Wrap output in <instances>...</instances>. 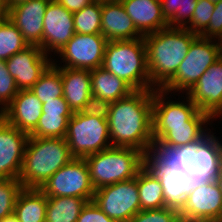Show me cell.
<instances>
[{"label": "cell", "mask_w": 222, "mask_h": 222, "mask_svg": "<svg viewBox=\"0 0 222 222\" xmlns=\"http://www.w3.org/2000/svg\"><path fill=\"white\" fill-rule=\"evenodd\" d=\"M209 131L199 142L174 147L153 140L148 152L164 167L181 174L184 192L216 179L222 164V143Z\"/></svg>", "instance_id": "6da1fadb"}, {"label": "cell", "mask_w": 222, "mask_h": 222, "mask_svg": "<svg viewBox=\"0 0 222 222\" xmlns=\"http://www.w3.org/2000/svg\"><path fill=\"white\" fill-rule=\"evenodd\" d=\"M153 95L154 89L135 90L111 102L107 119L111 146L148 151L154 140Z\"/></svg>", "instance_id": "7a4b0ae2"}, {"label": "cell", "mask_w": 222, "mask_h": 222, "mask_svg": "<svg viewBox=\"0 0 222 222\" xmlns=\"http://www.w3.org/2000/svg\"><path fill=\"white\" fill-rule=\"evenodd\" d=\"M198 36L180 27H167L144 35L150 83L155 89H161L175 75Z\"/></svg>", "instance_id": "3957f363"}, {"label": "cell", "mask_w": 222, "mask_h": 222, "mask_svg": "<svg viewBox=\"0 0 222 222\" xmlns=\"http://www.w3.org/2000/svg\"><path fill=\"white\" fill-rule=\"evenodd\" d=\"M73 158L65 138L30 136L18 179L23 188L40 189L55 172Z\"/></svg>", "instance_id": "277c9868"}, {"label": "cell", "mask_w": 222, "mask_h": 222, "mask_svg": "<svg viewBox=\"0 0 222 222\" xmlns=\"http://www.w3.org/2000/svg\"><path fill=\"white\" fill-rule=\"evenodd\" d=\"M102 67L134 90L155 89L150 83L144 38L108 41Z\"/></svg>", "instance_id": "5b68a950"}, {"label": "cell", "mask_w": 222, "mask_h": 222, "mask_svg": "<svg viewBox=\"0 0 222 222\" xmlns=\"http://www.w3.org/2000/svg\"><path fill=\"white\" fill-rule=\"evenodd\" d=\"M143 158L142 151L115 146L84 157L95 190L135 178L143 168Z\"/></svg>", "instance_id": "8992f818"}, {"label": "cell", "mask_w": 222, "mask_h": 222, "mask_svg": "<svg viewBox=\"0 0 222 222\" xmlns=\"http://www.w3.org/2000/svg\"><path fill=\"white\" fill-rule=\"evenodd\" d=\"M220 57L219 40L198 36L191 43L175 75L161 89L171 94L179 92L175 95L187 94L201 75Z\"/></svg>", "instance_id": "52a82bcc"}, {"label": "cell", "mask_w": 222, "mask_h": 222, "mask_svg": "<svg viewBox=\"0 0 222 222\" xmlns=\"http://www.w3.org/2000/svg\"><path fill=\"white\" fill-rule=\"evenodd\" d=\"M65 140L74 158H84L111 147L108 120L74 112Z\"/></svg>", "instance_id": "ba28073f"}, {"label": "cell", "mask_w": 222, "mask_h": 222, "mask_svg": "<svg viewBox=\"0 0 222 222\" xmlns=\"http://www.w3.org/2000/svg\"><path fill=\"white\" fill-rule=\"evenodd\" d=\"M46 197H79L93 200L89 169L84 158H73L55 172L40 188Z\"/></svg>", "instance_id": "9c48e42d"}, {"label": "cell", "mask_w": 222, "mask_h": 222, "mask_svg": "<svg viewBox=\"0 0 222 222\" xmlns=\"http://www.w3.org/2000/svg\"><path fill=\"white\" fill-rule=\"evenodd\" d=\"M94 203L116 222H129L140 211V197L135 178L95 190Z\"/></svg>", "instance_id": "30bf717a"}, {"label": "cell", "mask_w": 222, "mask_h": 222, "mask_svg": "<svg viewBox=\"0 0 222 222\" xmlns=\"http://www.w3.org/2000/svg\"><path fill=\"white\" fill-rule=\"evenodd\" d=\"M107 42L102 34L75 33L72 39L56 53L64 63L60 67L90 71L102 67Z\"/></svg>", "instance_id": "8fae6325"}, {"label": "cell", "mask_w": 222, "mask_h": 222, "mask_svg": "<svg viewBox=\"0 0 222 222\" xmlns=\"http://www.w3.org/2000/svg\"><path fill=\"white\" fill-rule=\"evenodd\" d=\"M169 93L154 89L153 138L159 140L170 126L187 125V121L199 110L185 94V101L171 100ZM169 98V99H168Z\"/></svg>", "instance_id": "7c38bea8"}, {"label": "cell", "mask_w": 222, "mask_h": 222, "mask_svg": "<svg viewBox=\"0 0 222 222\" xmlns=\"http://www.w3.org/2000/svg\"><path fill=\"white\" fill-rule=\"evenodd\" d=\"M186 95L213 120L222 117V57L201 75Z\"/></svg>", "instance_id": "4fadbf2b"}, {"label": "cell", "mask_w": 222, "mask_h": 222, "mask_svg": "<svg viewBox=\"0 0 222 222\" xmlns=\"http://www.w3.org/2000/svg\"><path fill=\"white\" fill-rule=\"evenodd\" d=\"M49 57L39 46L29 45L5 60L9 74L15 79L19 90L32 88L52 63Z\"/></svg>", "instance_id": "5bb4252c"}, {"label": "cell", "mask_w": 222, "mask_h": 222, "mask_svg": "<svg viewBox=\"0 0 222 222\" xmlns=\"http://www.w3.org/2000/svg\"><path fill=\"white\" fill-rule=\"evenodd\" d=\"M29 137L0 116V179H18Z\"/></svg>", "instance_id": "9a60e30c"}, {"label": "cell", "mask_w": 222, "mask_h": 222, "mask_svg": "<svg viewBox=\"0 0 222 222\" xmlns=\"http://www.w3.org/2000/svg\"><path fill=\"white\" fill-rule=\"evenodd\" d=\"M43 25V52L52 58L51 54H56L75 34L73 13L58 2L48 3Z\"/></svg>", "instance_id": "2e32d148"}, {"label": "cell", "mask_w": 222, "mask_h": 222, "mask_svg": "<svg viewBox=\"0 0 222 222\" xmlns=\"http://www.w3.org/2000/svg\"><path fill=\"white\" fill-rule=\"evenodd\" d=\"M46 0H29L9 7L7 18L19 29L29 45L43 50V21L48 5Z\"/></svg>", "instance_id": "e0dca14e"}, {"label": "cell", "mask_w": 222, "mask_h": 222, "mask_svg": "<svg viewBox=\"0 0 222 222\" xmlns=\"http://www.w3.org/2000/svg\"><path fill=\"white\" fill-rule=\"evenodd\" d=\"M180 217H210L222 222V192L216 182H204L186 195Z\"/></svg>", "instance_id": "ac0fdd59"}, {"label": "cell", "mask_w": 222, "mask_h": 222, "mask_svg": "<svg viewBox=\"0 0 222 222\" xmlns=\"http://www.w3.org/2000/svg\"><path fill=\"white\" fill-rule=\"evenodd\" d=\"M43 103L30 90H19L0 116L10 125L28 134L37 126Z\"/></svg>", "instance_id": "d6986e66"}, {"label": "cell", "mask_w": 222, "mask_h": 222, "mask_svg": "<svg viewBox=\"0 0 222 222\" xmlns=\"http://www.w3.org/2000/svg\"><path fill=\"white\" fill-rule=\"evenodd\" d=\"M101 34L108 41L133 40L144 37L136 29L120 0L102 2Z\"/></svg>", "instance_id": "ffe728a7"}, {"label": "cell", "mask_w": 222, "mask_h": 222, "mask_svg": "<svg viewBox=\"0 0 222 222\" xmlns=\"http://www.w3.org/2000/svg\"><path fill=\"white\" fill-rule=\"evenodd\" d=\"M143 168L160 181L165 207L180 211L187 195L182 175L161 165L148 151L144 153Z\"/></svg>", "instance_id": "44dd1931"}, {"label": "cell", "mask_w": 222, "mask_h": 222, "mask_svg": "<svg viewBox=\"0 0 222 222\" xmlns=\"http://www.w3.org/2000/svg\"><path fill=\"white\" fill-rule=\"evenodd\" d=\"M136 29L144 36L165 29L161 0H120Z\"/></svg>", "instance_id": "7402d4cb"}, {"label": "cell", "mask_w": 222, "mask_h": 222, "mask_svg": "<svg viewBox=\"0 0 222 222\" xmlns=\"http://www.w3.org/2000/svg\"><path fill=\"white\" fill-rule=\"evenodd\" d=\"M52 59V63L60 70L63 85V97L69 108L80 112L91 94V71L60 67L59 60ZM59 62V64H57Z\"/></svg>", "instance_id": "603a6c76"}, {"label": "cell", "mask_w": 222, "mask_h": 222, "mask_svg": "<svg viewBox=\"0 0 222 222\" xmlns=\"http://www.w3.org/2000/svg\"><path fill=\"white\" fill-rule=\"evenodd\" d=\"M212 121L214 120L207 113L198 110L187 121V125L170 126V130L159 140L176 148L197 143L211 131L208 125L213 123Z\"/></svg>", "instance_id": "cb8c5ba5"}, {"label": "cell", "mask_w": 222, "mask_h": 222, "mask_svg": "<svg viewBox=\"0 0 222 222\" xmlns=\"http://www.w3.org/2000/svg\"><path fill=\"white\" fill-rule=\"evenodd\" d=\"M91 94L114 102L129 96L135 91L127 82L116 75L98 67L91 70Z\"/></svg>", "instance_id": "d4e9b609"}, {"label": "cell", "mask_w": 222, "mask_h": 222, "mask_svg": "<svg viewBox=\"0 0 222 222\" xmlns=\"http://www.w3.org/2000/svg\"><path fill=\"white\" fill-rule=\"evenodd\" d=\"M46 195L37 188H23L16 200L14 214L19 222H45Z\"/></svg>", "instance_id": "484cf974"}, {"label": "cell", "mask_w": 222, "mask_h": 222, "mask_svg": "<svg viewBox=\"0 0 222 222\" xmlns=\"http://www.w3.org/2000/svg\"><path fill=\"white\" fill-rule=\"evenodd\" d=\"M88 201L79 197H47L45 222H77Z\"/></svg>", "instance_id": "4316f807"}, {"label": "cell", "mask_w": 222, "mask_h": 222, "mask_svg": "<svg viewBox=\"0 0 222 222\" xmlns=\"http://www.w3.org/2000/svg\"><path fill=\"white\" fill-rule=\"evenodd\" d=\"M137 186L140 197V211L165 207L163 188L144 168L137 174Z\"/></svg>", "instance_id": "83f0119b"}, {"label": "cell", "mask_w": 222, "mask_h": 222, "mask_svg": "<svg viewBox=\"0 0 222 222\" xmlns=\"http://www.w3.org/2000/svg\"><path fill=\"white\" fill-rule=\"evenodd\" d=\"M30 90L42 103L54 100L57 97H63L60 70L51 63Z\"/></svg>", "instance_id": "f1b7e54d"}, {"label": "cell", "mask_w": 222, "mask_h": 222, "mask_svg": "<svg viewBox=\"0 0 222 222\" xmlns=\"http://www.w3.org/2000/svg\"><path fill=\"white\" fill-rule=\"evenodd\" d=\"M197 0H161V7L169 27L184 28L190 21Z\"/></svg>", "instance_id": "f546056e"}, {"label": "cell", "mask_w": 222, "mask_h": 222, "mask_svg": "<svg viewBox=\"0 0 222 222\" xmlns=\"http://www.w3.org/2000/svg\"><path fill=\"white\" fill-rule=\"evenodd\" d=\"M28 46L22 33L6 16L0 23V59L8 60Z\"/></svg>", "instance_id": "4dcf8cb0"}, {"label": "cell", "mask_w": 222, "mask_h": 222, "mask_svg": "<svg viewBox=\"0 0 222 222\" xmlns=\"http://www.w3.org/2000/svg\"><path fill=\"white\" fill-rule=\"evenodd\" d=\"M72 115L42 113L37 126L29 133L31 137L65 138L68 121Z\"/></svg>", "instance_id": "1f68e13d"}, {"label": "cell", "mask_w": 222, "mask_h": 222, "mask_svg": "<svg viewBox=\"0 0 222 222\" xmlns=\"http://www.w3.org/2000/svg\"><path fill=\"white\" fill-rule=\"evenodd\" d=\"M102 2L93 1L73 13L74 30L78 34H101Z\"/></svg>", "instance_id": "d6a6232c"}, {"label": "cell", "mask_w": 222, "mask_h": 222, "mask_svg": "<svg viewBox=\"0 0 222 222\" xmlns=\"http://www.w3.org/2000/svg\"><path fill=\"white\" fill-rule=\"evenodd\" d=\"M22 189L19 179H0V220L14 213L15 203Z\"/></svg>", "instance_id": "836d02e7"}, {"label": "cell", "mask_w": 222, "mask_h": 222, "mask_svg": "<svg viewBox=\"0 0 222 222\" xmlns=\"http://www.w3.org/2000/svg\"><path fill=\"white\" fill-rule=\"evenodd\" d=\"M214 7L215 3L210 0H197L191 21L184 28L200 35L208 27Z\"/></svg>", "instance_id": "e575fe53"}, {"label": "cell", "mask_w": 222, "mask_h": 222, "mask_svg": "<svg viewBox=\"0 0 222 222\" xmlns=\"http://www.w3.org/2000/svg\"><path fill=\"white\" fill-rule=\"evenodd\" d=\"M15 79L9 74L5 60L0 59V114L18 93Z\"/></svg>", "instance_id": "d590c367"}, {"label": "cell", "mask_w": 222, "mask_h": 222, "mask_svg": "<svg viewBox=\"0 0 222 222\" xmlns=\"http://www.w3.org/2000/svg\"><path fill=\"white\" fill-rule=\"evenodd\" d=\"M129 222H180V212L172 208L141 210Z\"/></svg>", "instance_id": "8d00e7d4"}, {"label": "cell", "mask_w": 222, "mask_h": 222, "mask_svg": "<svg viewBox=\"0 0 222 222\" xmlns=\"http://www.w3.org/2000/svg\"><path fill=\"white\" fill-rule=\"evenodd\" d=\"M111 102L91 95L86 101L81 113L88 116L108 119Z\"/></svg>", "instance_id": "74e56055"}, {"label": "cell", "mask_w": 222, "mask_h": 222, "mask_svg": "<svg viewBox=\"0 0 222 222\" xmlns=\"http://www.w3.org/2000/svg\"><path fill=\"white\" fill-rule=\"evenodd\" d=\"M199 36L216 40L222 38V0L215 3L208 27Z\"/></svg>", "instance_id": "f35d334b"}, {"label": "cell", "mask_w": 222, "mask_h": 222, "mask_svg": "<svg viewBox=\"0 0 222 222\" xmlns=\"http://www.w3.org/2000/svg\"><path fill=\"white\" fill-rule=\"evenodd\" d=\"M77 222H116L104 213L94 201H88L84 206Z\"/></svg>", "instance_id": "ab89813d"}, {"label": "cell", "mask_w": 222, "mask_h": 222, "mask_svg": "<svg viewBox=\"0 0 222 222\" xmlns=\"http://www.w3.org/2000/svg\"><path fill=\"white\" fill-rule=\"evenodd\" d=\"M42 113H53L59 115H73L64 97H57L54 100L43 103Z\"/></svg>", "instance_id": "60d3db41"}, {"label": "cell", "mask_w": 222, "mask_h": 222, "mask_svg": "<svg viewBox=\"0 0 222 222\" xmlns=\"http://www.w3.org/2000/svg\"><path fill=\"white\" fill-rule=\"evenodd\" d=\"M93 0H59L58 3L64 6L71 13L78 12L89 5Z\"/></svg>", "instance_id": "b9f144b4"}, {"label": "cell", "mask_w": 222, "mask_h": 222, "mask_svg": "<svg viewBox=\"0 0 222 222\" xmlns=\"http://www.w3.org/2000/svg\"><path fill=\"white\" fill-rule=\"evenodd\" d=\"M180 222H221L210 217H180Z\"/></svg>", "instance_id": "7bdbcfd3"}, {"label": "cell", "mask_w": 222, "mask_h": 222, "mask_svg": "<svg viewBox=\"0 0 222 222\" xmlns=\"http://www.w3.org/2000/svg\"><path fill=\"white\" fill-rule=\"evenodd\" d=\"M0 222H19L14 213L2 218Z\"/></svg>", "instance_id": "ee69618b"}, {"label": "cell", "mask_w": 222, "mask_h": 222, "mask_svg": "<svg viewBox=\"0 0 222 222\" xmlns=\"http://www.w3.org/2000/svg\"><path fill=\"white\" fill-rule=\"evenodd\" d=\"M216 182L222 192V164H221V167H220V170H219V173L218 175L216 176Z\"/></svg>", "instance_id": "f6af8a7d"}, {"label": "cell", "mask_w": 222, "mask_h": 222, "mask_svg": "<svg viewBox=\"0 0 222 222\" xmlns=\"http://www.w3.org/2000/svg\"><path fill=\"white\" fill-rule=\"evenodd\" d=\"M29 0H8V9L14 5H18L24 2H28Z\"/></svg>", "instance_id": "bcb514c9"}, {"label": "cell", "mask_w": 222, "mask_h": 222, "mask_svg": "<svg viewBox=\"0 0 222 222\" xmlns=\"http://www.w3.org/2000/svg\"><path fill=\"white\" fill-rule=\"evenodd\" d=\"M0 8H2L7 13V11H8V0H0Z\"/></svg>", "instance_id": "7dc6e473"}, {"label": "cell", "mask_w": 222, "mask_h": 222, "mask_svg": "<svg viewBox=\"0 0 222 222\" xmlns=\"http://www.w3.org/2000/svg\"><path fill=\"white\" fill-rule=\"evenodd\" d=\"M7 16V13L0 8V23L2 22V20Z\"/></svg>", "instance_id": "c3c4849f"}, {"label": "cell", "mask_w": 222, "mask_h": 222, "mask_svg": "<svg viewBox=\"0 0 222 222\" xmlns=\"http://www.w3.org/2000/svg\"><path fill=\"white\" fill-rule=\"evenodd\" d=\"M220 43V52H221V57H222V38L219 40Z\"/></svg>", "instance_id": "681fc988"}, {"label": "cell", "mask_w": 222, "mask_h": 222, "mask_svg": "<svg viewBox=\"0 0 222 222\" xmlns=\"http://www.w3.org/2000/svg\"><path fill=\"white\" fill-rule=\"evenodd\" d=\"M93 1H98V2H108V1H117V0H93Z\"/></svg>", "instance_id": "f907efd6"}, {"label": "cell", "mask_w": 222, "mask_h": 222, "mask_svg": "<svg viewBox=\"0 0 222 222\" xmlns=\"http://www.w3.org/2000/svg\"><path fill=\"white\" fill-rule=\"evenodd\" d=\"M48 1L49 3H55V2H58L59 0H46Z\"/></svg>", "instance_id": "816d5d0a"}, {"label": "cell", "mask_w": 222, "mask_h": 222, "mask_svg": "<svg viewBox=\"0 0 222 222\" xmlns=\"http://www.w3.org/2000/svg\"><path fill=\"white\" fill-rule=\"evenodd\" d=\"M212 3H218L220 2L221 0H210Z\"/></svg>", "instance_id": "f5cc1de1"}]
</instances>
